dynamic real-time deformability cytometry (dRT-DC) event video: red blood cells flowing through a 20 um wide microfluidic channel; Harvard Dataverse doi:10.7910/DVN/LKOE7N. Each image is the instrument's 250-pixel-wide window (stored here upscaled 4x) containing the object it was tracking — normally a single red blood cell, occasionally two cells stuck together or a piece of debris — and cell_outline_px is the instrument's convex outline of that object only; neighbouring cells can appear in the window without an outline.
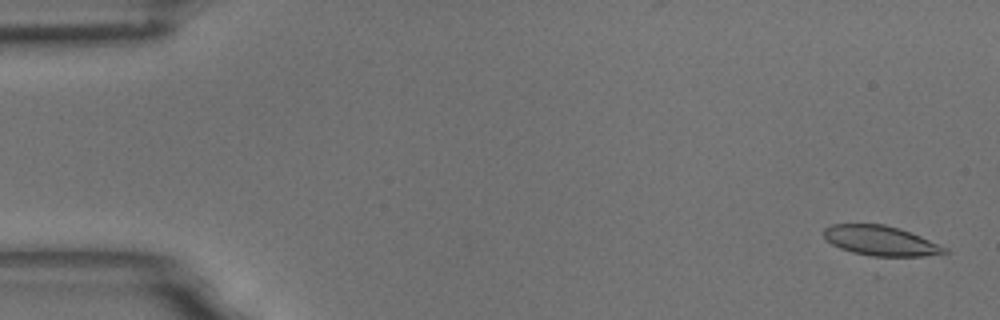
{"species": "common noctule bat (a hibernating species)", "species_latin": "Nyctalus noctula", "temperature_condition": "room temperature", "stored_images_in_passage": 58, "segment_of_instrument_passage": [1, 2], "camera_frame_rate_fps": 3000, "um_per_image_px": 0.085, "animal": {"sex": "male", "body_mass_g": 18.8}, "frame": {"image": 1, "passage_image": 2, "time_ms": 0.333, "image_size_px": [1000, 320], "cell_outline_px": [[948, 252], [924, 256], [880, 260], [852, 252], [840, 248], [824, 240], [824, 228], [832, 224], [884, 224], [900, 228], [920, 236], [948, 248]], "centroid_in_image_um": [74.85, 20.51], "position_along_channel_um": 10.1, "area_um2": 21.91}}
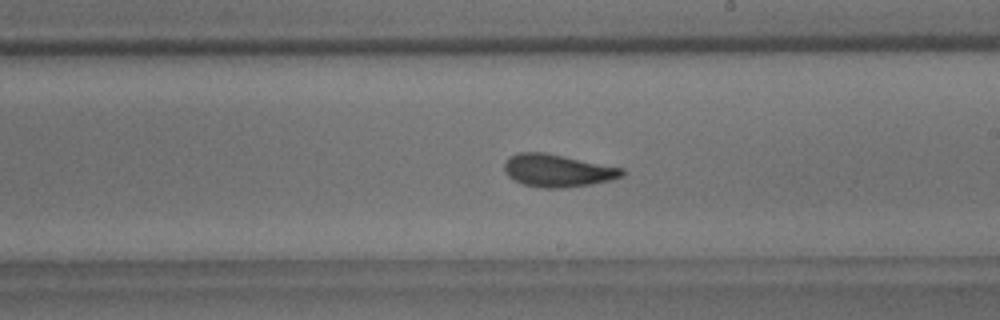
{"frame": {"image": 2, "passage_image": 33, "time_ms": 10.667, "image_size_px": [1000, 320], "cell_outline_px": [[624, 176], [592, 184], [564, 188], [544, 188], [524, 184], [512, 180], [504, 172], [504, 164], [516, 152], [544, 152], [624, 168]], "centroid_in_image_um": [47.38, 14.5], "position_along_channel_um": 241.6, "area_um2": 22.31}}
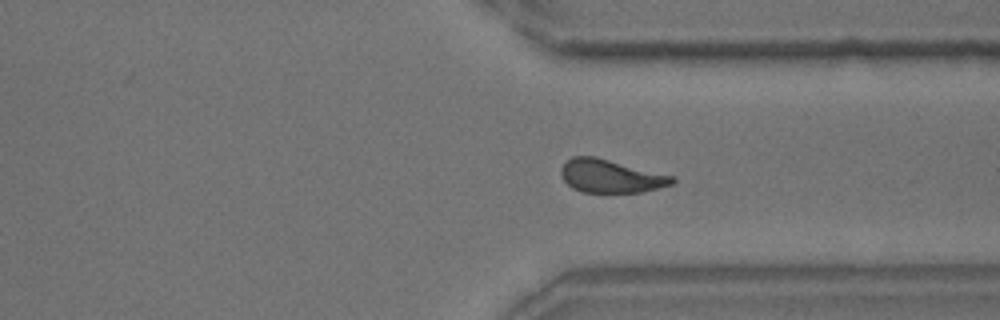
{"frame": {"image": 3, "passage_image": 43, "time_ms": 14.0, "image_size_px": [1000, 320], "cell_outline_px": [[676, 180], [672, 184], [660, 188], [640, 192], [580, 192], [572, 188], [560, 176], [560, 168], [572, 156], [596, 156], [676, 176]], "centroid_in_image_um": [51.93, 14.96], "position_along_channel_um": 359.5, "area_um2": 21.79}}